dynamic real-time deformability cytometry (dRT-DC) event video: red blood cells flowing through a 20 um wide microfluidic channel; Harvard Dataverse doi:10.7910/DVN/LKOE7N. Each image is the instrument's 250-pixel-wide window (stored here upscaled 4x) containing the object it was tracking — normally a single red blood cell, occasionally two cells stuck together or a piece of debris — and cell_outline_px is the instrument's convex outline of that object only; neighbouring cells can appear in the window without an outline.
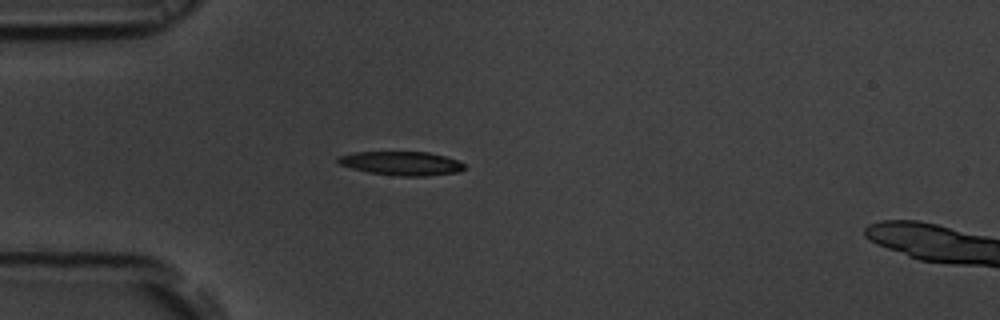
{"species": "common noctule bat (a hibernating species)", "species_latin": "Nyctalus noctula", "temperature_condition": "room temperature", "stored_images_in_passage": 40, "camera_frame_rate_fps": 3000, "um_per_image_px": 0.085, "animal": {"sex": "male", "body_mass_g": 19.5, "forearm_length_mm": 54.6}, "frame": {"image": 1, "passage_image": 1, "time_ms": 0.0, "image_size_px": [1000, 320], "cell_outline_px": [[464, 168], [456, 172], [424, 176], [400, 176], [368, 172], [352, 168], [340, 164], [336, 160], [336, 156], [352, 152], [428, 152], [460, 160], [464, 164]], "centroid_in_image_um": [34.09, 13.87], "position_along_channel_um": 50.9, "area_um2": 17.51}}
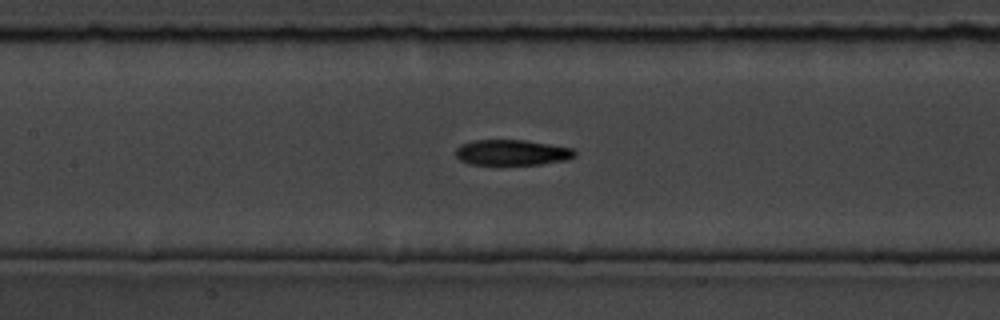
{"frame": {"image": 2, "passage_image": 11, "time_ms": 3.333, "image_size_px": [1000, 320], "cell_outline_px": [[576, 156], [564, 160], [540, 164], [468, 164], [460, 160], [456, 156], [456, 148], [460, 144], [472, 140], [524, 140], [572, 148], [576, 152]], "centroid_in_image_um": [43.48, 12.95], "position_along_channel_um": 163.9, "area_um2": 17.63}}
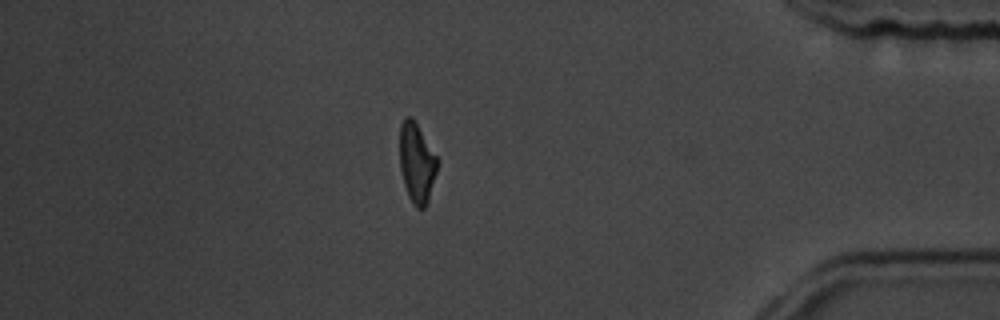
{"frame": {"image": 3, "passage_image": 33, "time_ms": 10.667, "image_size_px": [1000, 320], "cell_outline_px": [[440, 160], [428, 200], [424, 208], [416, 208], [412, 204], [408, 196], [404, 184], [400, 168], [400, 124], [404, 116], [412, 116]], "centroid_in_image_um": [35.43, 13.81], "position_along_channel_um": 399.8, "area_um2": 17.74}, "authors_computed_cell_mechanics": {"area_um2": 18.1492, "velocity_mm_per_s": 3.7309, "shape_relaxation_time_tau1_ms": 3.5769, "shape_relaxation_time_tau2_ms": 4.4565, "deformation_change_tau1": 0.2118, "deformation_change_tau2": 0.1222}}